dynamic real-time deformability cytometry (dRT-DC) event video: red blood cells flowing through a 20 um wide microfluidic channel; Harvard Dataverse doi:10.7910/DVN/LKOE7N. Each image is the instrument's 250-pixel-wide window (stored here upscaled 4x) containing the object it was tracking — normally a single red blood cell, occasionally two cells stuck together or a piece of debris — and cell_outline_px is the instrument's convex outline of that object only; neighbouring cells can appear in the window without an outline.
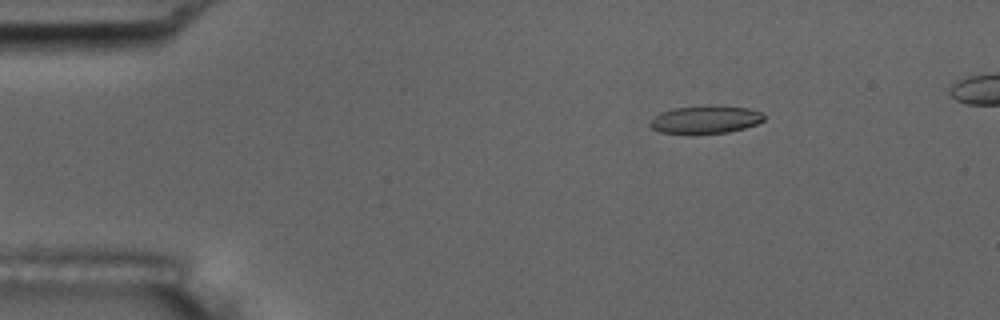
{"species": "common noctule bat (a hibernating species)", "species_latin": "Nyctalus noctula", "temperature_condition": "room temperature", "stored_images_in_passage": 55, "camera_frame_rate_fps": 3000, "um_per_image_px": 0.085, "animal": {"sex": "male", "body_mass_g": 17.5, "forearm_length_mm": 52.3}, "frame": {"image": 1, "passage_image": 9, "time_ms": 2.667, "image_size_px": [1000, 320], "cell_outline_px": [[764, 120], [756, 124], [744, 128], [728, 132], [692, 136], [688, 136], [660, 132], [652, 128], [648, 124], [648, 120], [652, 116], [660, 112], [672, 108], [708, 104], [712, 104], [748, 108], [764, 112]], "centroid_in_image_um": [59.89, 10.17], "position_along_channel_um": 25.1, "area_um2": 19.65}, "authors_computed_cell_mechanics": {"area_um2": 19.2474, "velocity_mm_per_s": 3.6215, "shape_relaxation_time_tau1_ms": null, "shape_relaxation_time_tau2_ms": 1.8945, "deformation_change_tau1": null, "deformation_change_tau2": 0.0732}}